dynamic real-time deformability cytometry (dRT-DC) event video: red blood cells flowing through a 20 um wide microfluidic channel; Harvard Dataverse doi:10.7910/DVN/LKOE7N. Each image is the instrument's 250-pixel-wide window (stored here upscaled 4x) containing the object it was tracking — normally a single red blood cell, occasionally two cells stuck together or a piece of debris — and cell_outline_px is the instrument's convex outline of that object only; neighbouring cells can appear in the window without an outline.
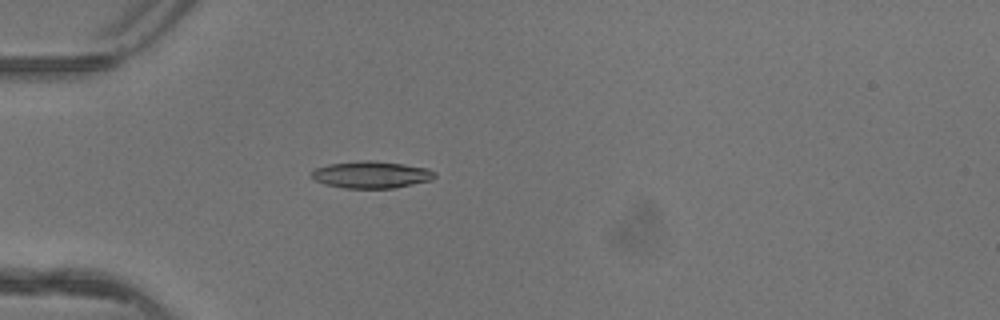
{"species": "common noctule bat (a hibernating species)", "species_latin": "Nyctalus noctula", "temperature_condition": "warm", "stored_images_in_passage": 4, "camera_frame_rate_fps": 3000, "um_per_image_px": 0.085, "animal": {"sex": "female"}, "frame": {"image": 1, "passage_image": 4, "time_ms": 1.0, "image_size_px": [1000, 320], "cell_outline_px": [[436, 176], [432, 180], [392, 188], [344, 188], [324, 184], [316, 180], [312, 176], [312, 172], [316, 168], [328, 164], [360, 160], [372, 160], [404, 164], [428, 168], [436, 172]], "centroid_in_image_um": [31.58, 14.84], "position_along_channel_um": 53.4, "area_um2": 19.36}}